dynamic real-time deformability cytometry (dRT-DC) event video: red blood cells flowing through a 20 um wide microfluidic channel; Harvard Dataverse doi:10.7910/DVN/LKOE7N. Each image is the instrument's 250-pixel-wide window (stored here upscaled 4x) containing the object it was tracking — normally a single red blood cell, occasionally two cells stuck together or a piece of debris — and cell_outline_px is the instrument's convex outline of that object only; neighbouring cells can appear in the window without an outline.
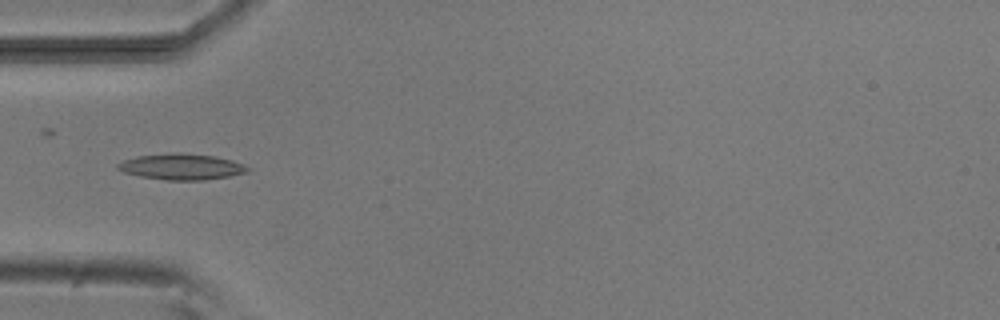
{"species": "common noctule bat (a hibernating species)", "species_latin": "Nyctalus noctula", "temperature_condition": "room temperature", "stored_images_in_passage": 4, "camera_frame_rate_fps": 3000, "um_per_image_px": 0.085, "animal": {"sex": "male", "body_mass_g": 20.5, "forearm_length_mm": 52.5}, "frame": {"image": 1, "passage_image": 4, "time_ms": 3.333, "image_size_px": [1000, 320], "cell_outline_px": [[248, 168], [244, 172], [228, 176], [204, 180], [164, 180], [140, 176], [124, 172], [116, 168], [116, 164], [124, 160], [136, 156], [176, 152], [216, 156], [232, 160]], "centroid_in_image_um": [15.35, 14.16], "position_along_channel_um": 69.7, "area_um2": 19.42}}